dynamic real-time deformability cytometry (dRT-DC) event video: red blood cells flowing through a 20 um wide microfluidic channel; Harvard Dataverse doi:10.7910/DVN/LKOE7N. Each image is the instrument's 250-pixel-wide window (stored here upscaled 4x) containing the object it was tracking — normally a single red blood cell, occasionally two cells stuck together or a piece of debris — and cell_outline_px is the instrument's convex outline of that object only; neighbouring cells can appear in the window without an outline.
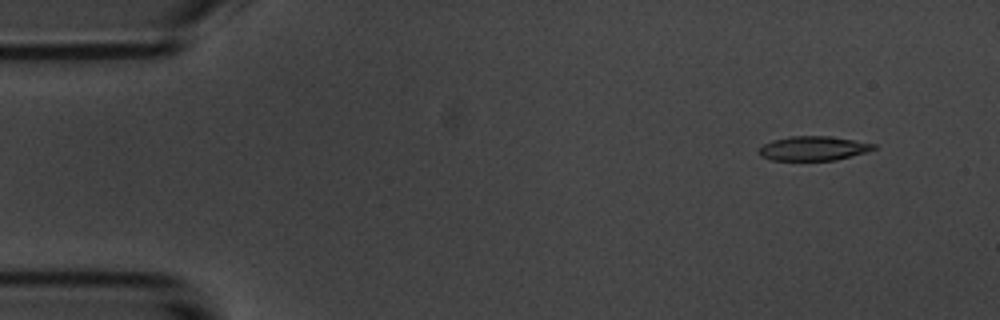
{"species": "common noctule bat (a hibernating species)", "species_latin": "Nyctalus noctula", "temperature_condition": "room temperature", "stored_images_in_passage": 5, "camera_frame_rate_fps": 3000, "um_per_image_px": 0.085, "animal": {"sex": "male", "body_mass_g": 20.1, "forearm_length_mm": 53.5}, "frame": {"image": 1, "passage_image": 1, "time_ms": 0.0, "image_size_px": [1000, 320], "cell_outline_px": [[876, 148], [864, 152], [836, 160], [772, 160], [760, 156], [760, 148], [764, 144], [772, 140], [788, 136], [828, 136], [876, 144]], "centroid_in_image_um": [69.1, 12.61], "position_along_channel_um": 15.9, "area_um2": 16.01}}